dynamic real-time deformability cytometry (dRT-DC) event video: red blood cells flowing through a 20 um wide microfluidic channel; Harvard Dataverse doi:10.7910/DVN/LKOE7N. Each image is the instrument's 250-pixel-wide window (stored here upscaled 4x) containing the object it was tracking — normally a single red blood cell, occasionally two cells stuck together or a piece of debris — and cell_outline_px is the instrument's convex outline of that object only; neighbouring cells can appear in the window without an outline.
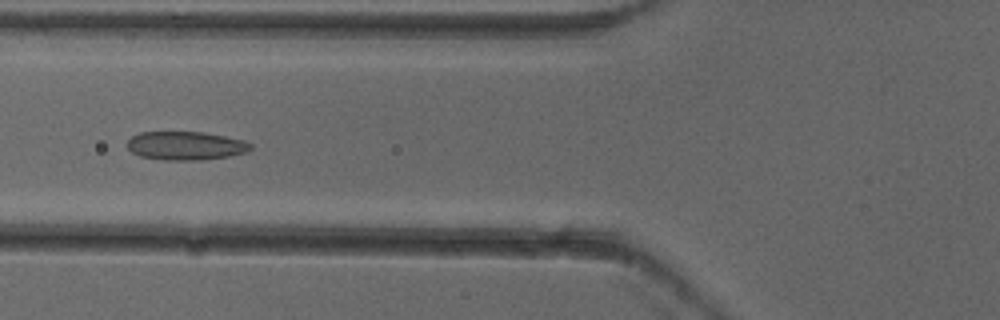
{"species": "common noctule bat (a hibernating species)", "species_latin": "Nyctalus noctula", "temperature_condition": "cold", "stored_images_in_passage": 5, "camera_frame_rate_fps": 3000, "um_per_image_px": 0.085, "animal": {"sex": "female"}, "frame": {"image": 1, "passage_image": 5, "time_ms": 1.333, "image_size_px": [1000, 320], "cell_outline_px": [[252, 148], [248, 152], [228, 156], [200, 160], [164, 160], [140, 156], [132, 152], [128, 148], [128, 140], [132, 136], [140, 132], [204, 132], [244, 140], [252, 144]], "centroid_in_image_um": [15.8, 12.38], "position_along_channel_um": 110.0, "area_um2": 20.52}}